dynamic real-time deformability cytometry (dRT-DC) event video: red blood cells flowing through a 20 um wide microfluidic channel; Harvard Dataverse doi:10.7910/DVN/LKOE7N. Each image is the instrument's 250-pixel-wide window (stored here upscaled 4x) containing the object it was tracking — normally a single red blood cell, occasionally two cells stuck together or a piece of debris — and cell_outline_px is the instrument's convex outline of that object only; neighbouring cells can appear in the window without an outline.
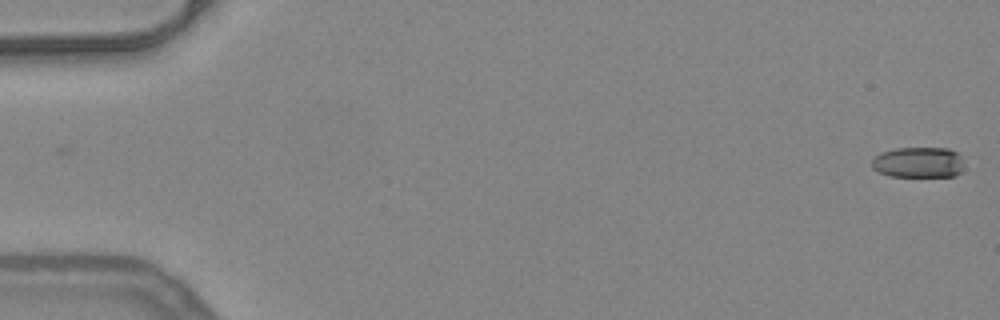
{"species": "common noctule bat (a hibernating species)", "species_latin": "Nyctalus noctula", "temperature_condition": "warm", "stored_images_in_passage": 53, "camera_frame_rate_fps": 3000, "um_per_image_px": 0.085, "animal": {"sex": "female", "body_mass_g": 24.6, "forearm_length_mm": 56.2}, "frame": {"image": 1, "passage_image": 1, "time_ms": 0.0, "image_size_px": [1000, 320], "cell_outline_px": [[964, 172], [956, 176], [888, 176], [872, 168], [872, 156], [880, 152], [896, 148], [948, 148], [956, 152], [960, 156], [964, 164]], "centroid_in_image_um": [78.08, 13.8], "position_along_channel_um": 6.9, "area_um2": 16.82}}
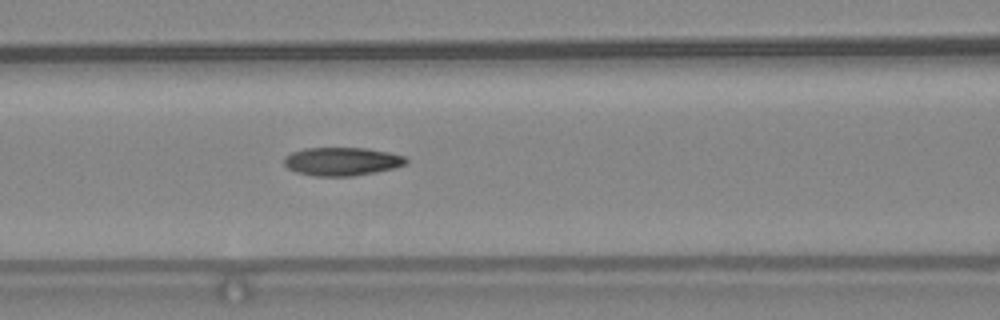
{"frame": {"image": 2, "passage_image": 23, "time_ms": 7.333, "image_size_px": [1000, 320], "cell_outline_px": [[408, 160], [404, 164], [392, 168], [376, 172], [352, 176], [316, 176], [296, 172], [288, 168], [284, 164], [284, 156], [292, 152], [304, 148], [368, 148], [388, 152], [404, 156]], "centroid_in_image_um": [29.03, 13.72], "position_along_channel_um": 137.6, "area_um2": 20.06}}
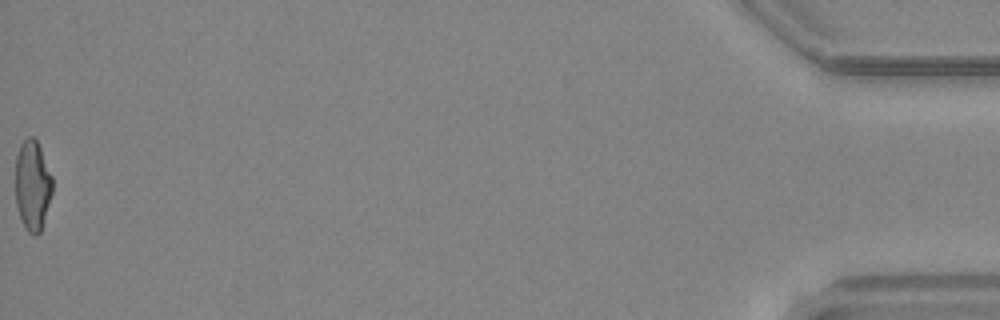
{"frame": {"image": 3, "passage_image": 53, "time_ms": 17.333, "image_size_px": [1000, 320], "cell_outline_px": [[52, 192], [40, 232], [36, 236], [32, 236], [28, 232], [16, 208], [16, 156], [20, 144], [28, 136], [32, 136], [36, 140], [40, 148], [52, 176]], "centroid_in_image_um": [2.75, 15.75], "position_along_channel_um": 432.4, "area_um2": 19.25}, "authors_computed_cell_mechanics": {"area_um2": 19.7098, "velocity_mm_per_s": 3.9858, "shape_relaxation_time_tau1_ms": null, "shape_relaxation_time_tau2_ms": 2.6735, "deformation_change_tau1": null, "deformation_change_tau2": 0.1073}}